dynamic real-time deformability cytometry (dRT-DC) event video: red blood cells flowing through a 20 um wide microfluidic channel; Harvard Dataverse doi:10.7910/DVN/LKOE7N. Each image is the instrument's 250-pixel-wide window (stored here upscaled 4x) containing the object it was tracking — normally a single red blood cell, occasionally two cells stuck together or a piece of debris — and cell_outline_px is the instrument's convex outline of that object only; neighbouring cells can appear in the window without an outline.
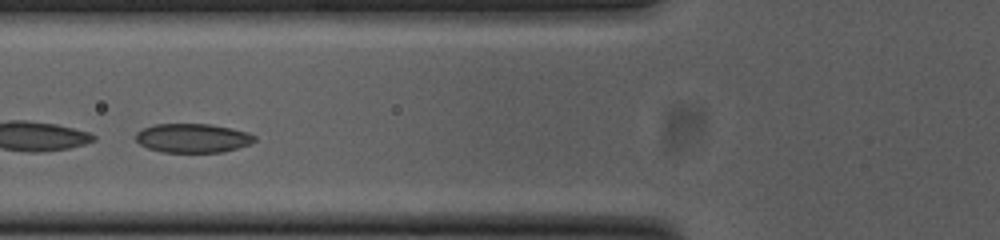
{"species": "common noctule bat (a hibernating species)", "species_latin": "Nyctalus noctula", "temperature_condition": "cold", "stored_images_in_passage": 38, "camera_frame_rate_fps": 3000, "um_per_image_px": 0.085, "animal": {"sex": "female", "body_mass_g": 23.0, "forearm_length_mm": 53.4}, "frame": {"image": 1, "passage_image": 12, "time_ms": 3.667, "image_size_px": [1000, 240], "cell_outline_px": [[256, 140], [248, 144], [224, 152], [160, 152], [148, 148], [140, 144], [136, 140], [136, 132], [144, 128], [156, 124], [208, 124], [248, 132], [256, 136]], "centroid_in_image_um": [16.36, 11.74], "position_along_channel_um": 109.4, "area_um2": 19.94}, "authors_computed_cell_mechanics": {"area_um2": 20.5768, "velocity_mm_per_s": 3.7475, "shape_relaxation_time_tau1_ms": null, "shape_relaxation_time_tau2_ms": 2.366, "deformation_change_tau1": null, "deformation_change_tau2": 0.067}}